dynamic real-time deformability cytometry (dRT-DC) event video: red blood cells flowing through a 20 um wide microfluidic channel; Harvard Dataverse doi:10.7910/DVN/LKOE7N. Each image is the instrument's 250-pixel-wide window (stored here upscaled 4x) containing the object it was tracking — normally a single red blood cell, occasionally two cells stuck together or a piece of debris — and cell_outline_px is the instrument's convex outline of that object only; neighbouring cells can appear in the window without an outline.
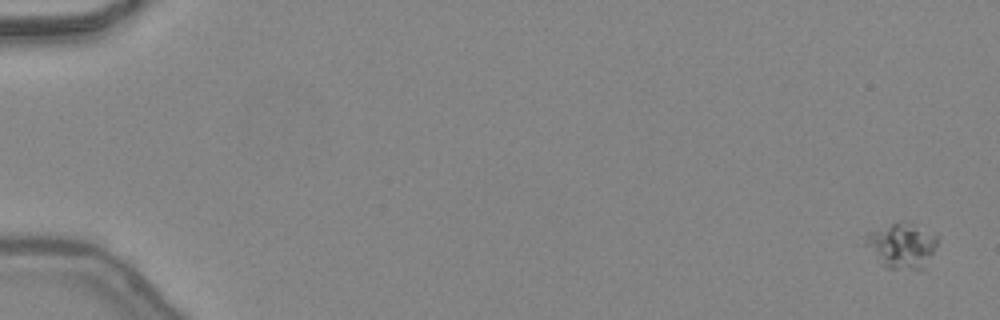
{"species": "common noctule bat (a hibernating species)", "species_latin": "Nyctalus noctula", "temperature_condition": "warm", "stored_images_in_passage": 48, "camera_frame_rate_fps": 3000, "um_per_image_px": 0.085, "animal": {"sex": "female", "body_mass_g": 24.6, "forearm_length_mm": 56.2}, "frame": {"image": 1, "passage_image": 1, "time_ms": 0.0, "image_size_px": [1000, 320], "cell_outline_px": [[936, 244], [924, 268], [920, 272], [884, 268], [880, 264], [864, 244], [868, 232], [892, 224], [912, 224], [936, 236]], "centroid_in_image_um": [76.6, 20.97], "position_along_channel_um": 8.4, "area_um2": 18.61}}
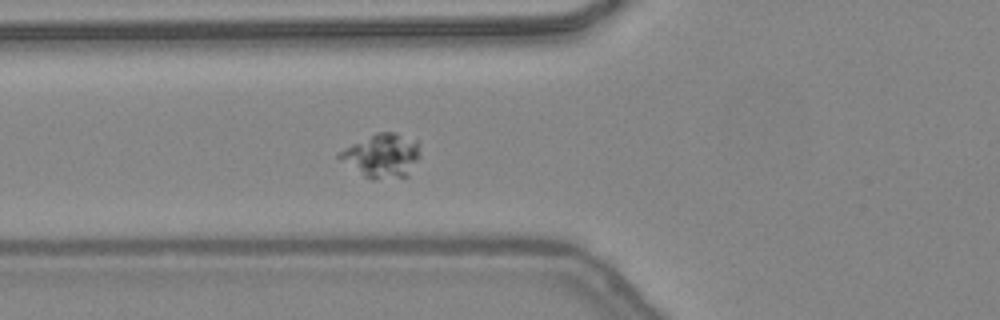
{"frame": {"image": 2, "passage_image": 19, "time_ms": 6.0, "image_size_px": [1000, 320], "cell_outline_px": [[420, 156], [408, 176], [376, 180], [372, 180], [364, 176], [340, 160], [336, 156], [336, 152], [376, 132], [396, 132], [416, 140]], "centroid_in_image_um": [32.45, 13.23], "position_along_channel_um": 93.3, "area_um2": 20.69}}
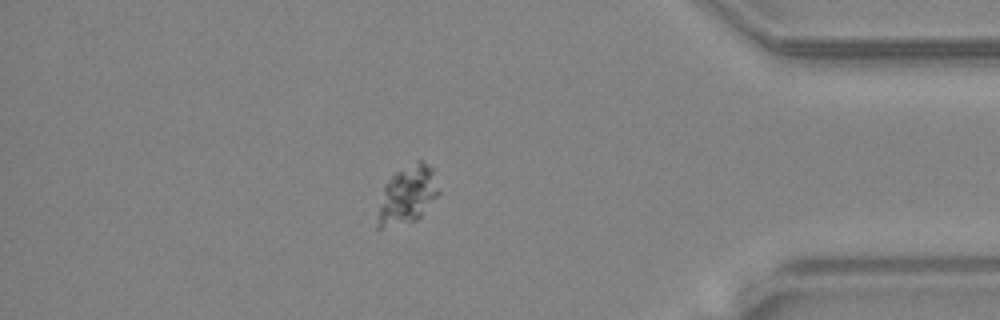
{"frame": {"image": 3, "passage_image": 42, "time_ms": 13.667, "image_size_px": [1000, 320], "cell_outline_px": [[440, 192], [420, 216], [416, 220], [380, 228], [376, 228], [376, 224], [380, 204], [384, 188], [388, 180], [396, 172], [416, 160], [420, 160], [432, 168], [440, 188]], "centroid_in_image_um": [34.64, 16.55], "position_along_channel_um": 400.6, "area_um2": 20.17}}